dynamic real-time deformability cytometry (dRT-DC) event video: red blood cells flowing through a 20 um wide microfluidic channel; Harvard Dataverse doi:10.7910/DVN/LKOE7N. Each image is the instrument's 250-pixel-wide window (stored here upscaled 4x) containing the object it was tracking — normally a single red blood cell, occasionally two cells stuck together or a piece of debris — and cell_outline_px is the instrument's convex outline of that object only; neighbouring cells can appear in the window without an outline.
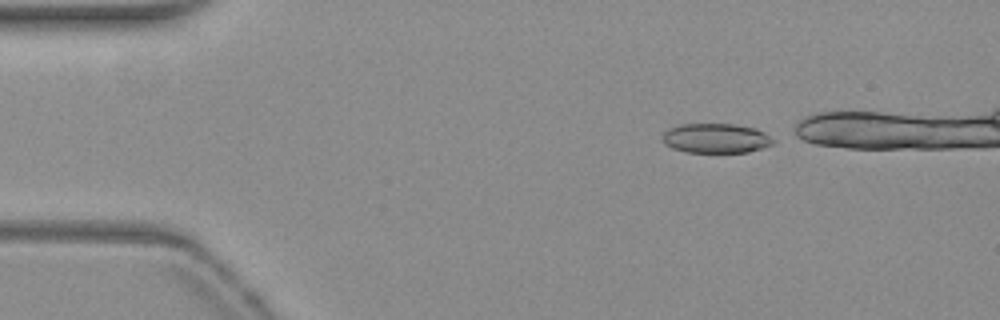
{"species": "common noctule bat (a hibernating species)", "species_latin": "Nyctalus noctula", "temperature_condition": "warm", "stored_images_in_passage": 37, "camera_frame_rate_fps": 3000, "um_per_image_px": 0.085, "animal": {"sex": "female", "body_mass_g": 19.3, "forearm_length_mm": 54.1}, "frame": {"image": 1, "passage_image": 2, "time_ms": 0.333, "image_size_px": [1000, 320], "cell_outline_px": [[772, 144], [748, 152], [688, 152], [672, 148], [664, 144], [664, 132], [668, 128], [680, 124], [732, 124], [756, 128], [764, 132], [772, 140]], "centroid_in_image_um": [60.81, 11.74], "position_along_channel_um": 24.2, "area_um2": 18.84}}
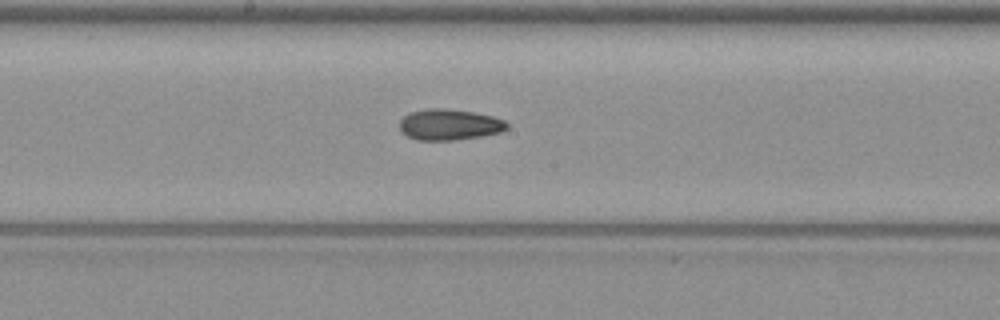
{"frame": {"image": 2, "passage_image": 22, "time_ms": 7.0, "image_size_px": [1000, 320], "cell_outline_px": [[508, 128], [500, 132], [484, 136], [456, 140], [416, 140], [400, 132], [400, 120], [408, 112], [428, 108], [448, 108], [472, 112], [492, 116], [504, 120], [508, 124]], "centroid_in_image_um": [38.18, 10.59], "position_along_channel_um": 210.0, "area_um2": 19.59}}
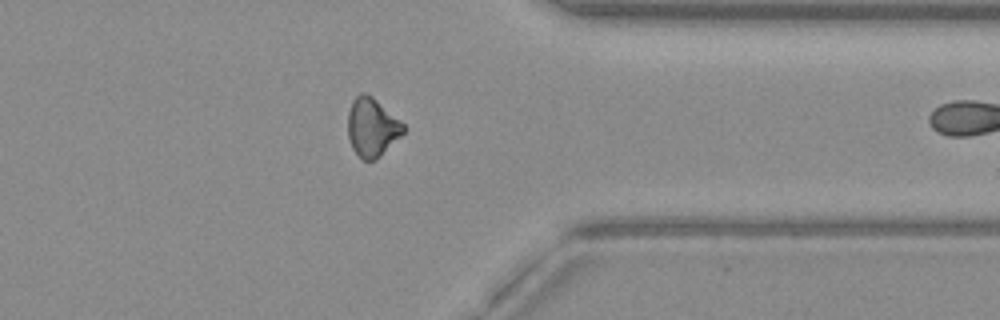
{"frame": {"image": 3, "passage_image": 36, "time_ms": 11.667, "image_size_px": [1000, 320], "cell_outline_px": [[404, 132], [376, 160], [364, 160], [352, 148], [348, 136], [348, 112], [352, 100], [360, 92], [364, 92], [372, 96], [404, 124]], "centroid_in_image_um": [31.6, 10.8], "position_along_channel_um": 379.8, "area_um2": 18.73}}